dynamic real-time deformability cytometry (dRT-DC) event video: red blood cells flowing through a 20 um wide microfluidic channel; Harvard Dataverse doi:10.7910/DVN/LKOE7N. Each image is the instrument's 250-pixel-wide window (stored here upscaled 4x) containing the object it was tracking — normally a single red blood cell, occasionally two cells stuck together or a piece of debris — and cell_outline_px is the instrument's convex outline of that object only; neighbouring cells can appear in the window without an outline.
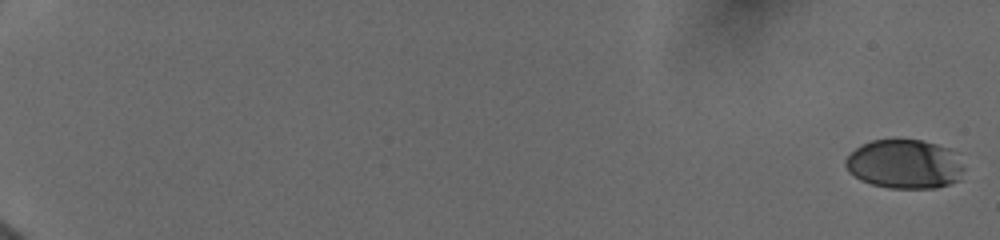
{"species": "human", "species_latin": "Homo sapiens", "temperature_condition": "cold", "stored_images_in_passage": 14, "camera_frame_rate_fps": 3000, "um_per_image_px": 0.085, "donor": {"sex": "female"}, "frame": {"image": 1, "passage_image": 1, "time_ms": 0.0, "image_size_px": [1000, 240], "cell_outline_px": [[964, 168], [960, 180], [936, 188], [888, 188], [872, 184], [860, 180], [848, 172], [844, 164], [844, 160], [856, 148], [872, 140], [924, 140], [948, 148]], "centroid_in_image_um": [76.85, 13.97], "position_along_channel_um": 8.1, "area_um2": 33.7}}